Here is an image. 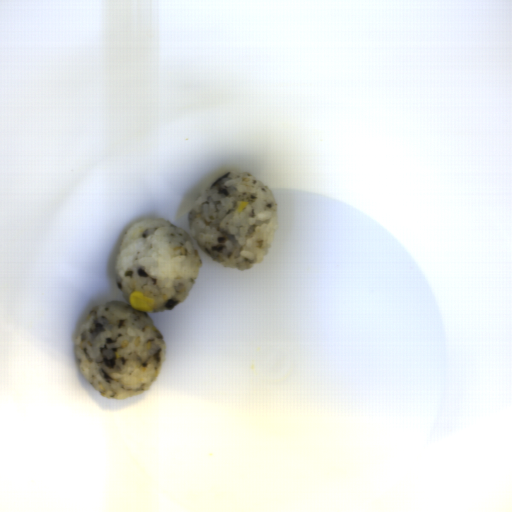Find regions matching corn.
I'll use <instances>...</instances> for the list:
<instances>
[{"label":"corn","mask_w":512,"mask_h":512,"mask_svg":"<svg viewBox=\"0 0 512 512\" xmlns=\"http://www.w3.org/2000/svg\"><path fill=\"white\" fill-rule=\"evenodd\" d=\"M249 201H240L238 207H237V212H241L248 204Z\"/></svg>","instance_id":"f1292c28"},{"label":"corn","mask_w":512,"mask_h":512,"mask_svg":"<svg viewBox=\"0 0 512 512\" xmlns=\"http://www.w3.org/2000/svg\"><path fill=\"white\" fill-rule=\"evenodd\" d=\"M129 306L137 311L153 312L156 304L155 298L145 295L140 291L130 292L128 296Z\"/></svg>","instance_id":"51d56268"}]
</instances>
